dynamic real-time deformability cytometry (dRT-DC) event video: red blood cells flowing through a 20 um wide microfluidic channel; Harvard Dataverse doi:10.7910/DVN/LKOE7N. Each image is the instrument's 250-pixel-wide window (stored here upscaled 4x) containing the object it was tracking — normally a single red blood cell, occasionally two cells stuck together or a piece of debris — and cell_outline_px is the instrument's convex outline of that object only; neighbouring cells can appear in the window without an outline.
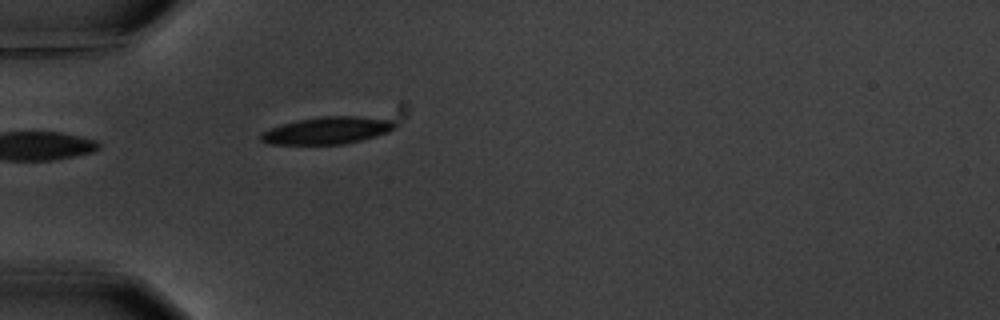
{"species": "common noctule bat (a hibernating species)", "species_latin": "Nyctalus noctula", "temperature_condition": "warm", "stored_images_in_passage": 6, "camera_frame_rate_fps": 3000, "um_per_image_px": 0.085, "animal": {"sex": "male", "body_mass_g": 20.1, "forearm_length_mm": 53.5}, "frame": {"image": 1, "passage_image": 6, "time_ms": 6.0, "image_size_px": [1000, 320], "cell_outline_px": [[396, 128], [388, 132], [376, 136], [344, 144], [268, 144], [260, 140], [256, 136], [260, 132], [280, 124], [296, 120], [320, 116], [356, 116], [392, 120], [396, 124]], "centroid_in_image_um": [27.75, 11.09], "position_along_channel_um": 57.3, "area_um2": 21.44}}